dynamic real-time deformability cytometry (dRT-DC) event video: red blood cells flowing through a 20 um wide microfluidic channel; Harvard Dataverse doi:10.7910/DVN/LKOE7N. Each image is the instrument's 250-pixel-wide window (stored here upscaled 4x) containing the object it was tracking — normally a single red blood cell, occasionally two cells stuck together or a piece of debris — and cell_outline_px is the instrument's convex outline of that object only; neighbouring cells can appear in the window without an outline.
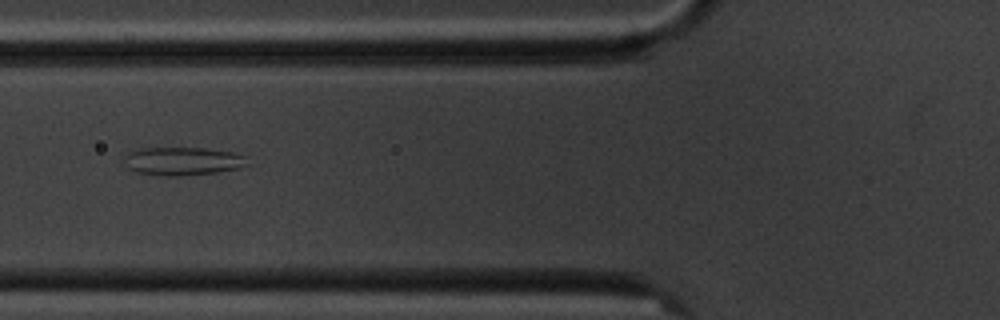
{"species": "common noctule bat (a hibernating species)", "species_latin": "Nyctalus noctula", "temperature_condition": "cold", "stored_images_in_passage": 11, "camera_frame_rate_fps": 3000, "um_per_image_px": 0.085, "animal": {"sex": "male", "body_mass_g": 20.1, "forearm_length_mm": 53.5}, "frame": {"image": 1, "passage_image": 5, "time_ms": 4.667, "image_size_px": [1000, 320], "cell_outline_px": [[248, 164], [244, 168], [216, 172], [180, 176], [160, 176], [136, 172], [128, 168], [124, 156], [128, 152], [140, 148], [204, 148], [232, 152], [244, 156]], "centroid_in_image_um": [15.53, 13.7], "position_along_channel_um": 110.3, "area_um2": 20.35}}